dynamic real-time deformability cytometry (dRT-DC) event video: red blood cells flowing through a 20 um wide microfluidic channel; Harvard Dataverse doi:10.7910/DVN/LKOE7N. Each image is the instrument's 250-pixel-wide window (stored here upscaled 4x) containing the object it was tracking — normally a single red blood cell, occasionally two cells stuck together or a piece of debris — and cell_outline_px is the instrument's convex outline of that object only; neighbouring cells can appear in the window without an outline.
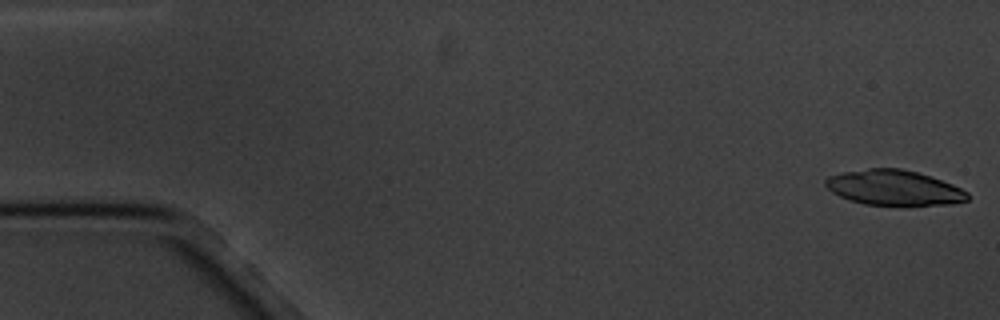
{"species": "common noctule bat (a hibernating species)", "species_latin": "Nyctalus noctula", "temperature_condition": "cold", "stored_images_in_passage": 5, "camera_frame_rate_fps": 3000, "um_per_image_px": 0.085, "animal": {"sex": "male", "body_mass_g": 20.1, "forearm_length_mm": 53.5}, "frame": {"image": 1, "passage_image": 1, "time_ms": 0.0, "image_size_px": [1000, 320], "cell_outline_px": [[968, 200], [952, 204], [908, 208], [900, 208], [864, 204], [840, 196], [832, 192], [824, 184], [824, 180], [828, 176], [844, 172], [868, 168], [900, 168], [932, 176], [952, 184], [968, 192]], "centroid_in_image_um": [76.03, 16.0], "position_along_channel_um": 9.0, "area_um2": 30.11}}